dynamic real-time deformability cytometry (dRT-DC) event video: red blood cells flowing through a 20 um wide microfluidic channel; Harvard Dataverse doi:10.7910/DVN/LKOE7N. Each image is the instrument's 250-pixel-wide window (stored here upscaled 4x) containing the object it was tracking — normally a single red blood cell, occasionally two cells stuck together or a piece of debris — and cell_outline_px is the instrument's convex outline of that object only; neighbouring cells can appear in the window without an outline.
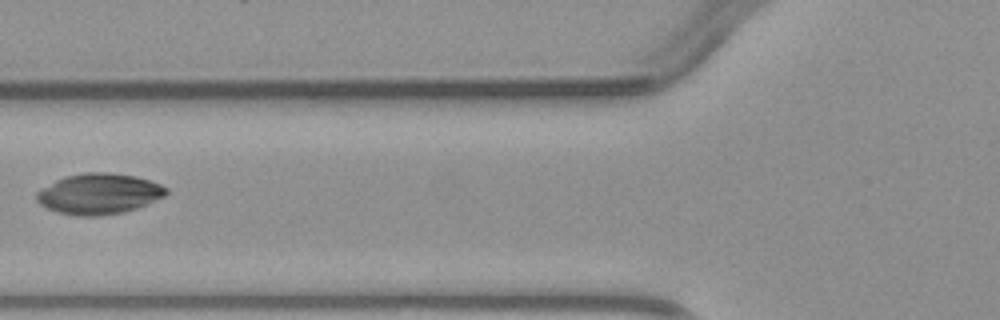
{"species": "common noctule bat (a hibernating species)", "species_latin": "Nyctalus noctula", "temperature_condition": "warm", "stored_images_in_passage": 5, "camera_frame_rate_fps": 3000, "um_per_image_px": 0.085, "animal": {"sex": "male", "body_mass_g": 23.1, "forearm_length_mm": 52.7}, "frame": {"image": 1, "passage_image": 5, "time_ms": 5.333, "image_size_px": [1000, 320], "cell_outline_px": [[168, 192], [164, 196], [148, 204], [124, 212], [100, 216], [76, 216], [56, 212], [40, 204], [36, 200], [36, 192], [56, 180], [64, 176], [84, 172], [108, 172], [136, 176], [160, 184], [168, 188]], "centroid_in_image_um": [8.41, 16.47], "position_along_channel_um": 117.4, "area_um2": 30.87}}